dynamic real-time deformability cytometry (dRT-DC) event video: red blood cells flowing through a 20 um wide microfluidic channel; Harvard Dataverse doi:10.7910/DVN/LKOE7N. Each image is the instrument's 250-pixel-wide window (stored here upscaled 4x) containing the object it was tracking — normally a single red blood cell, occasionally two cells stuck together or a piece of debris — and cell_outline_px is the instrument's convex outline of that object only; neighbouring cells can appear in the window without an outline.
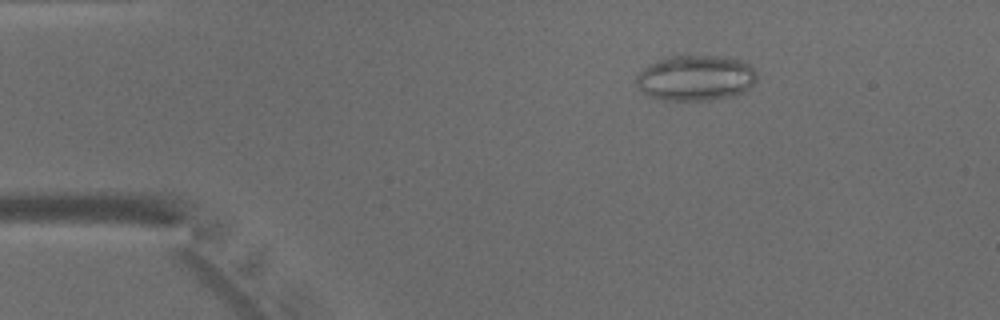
{"species": "common noctule bat (a hibernating species)", "species_latin": "Nyctalus noctula", "temperature_condition": "warm", "stored_images_in_passage": 4, "camera_frame_rate_fps": 3000, "um_per_image_px": 0.085, "animal": {"sex": "male", "body_mass_g": 15.6}, "frame": {"image": 1, "passage_image": 2, "time_ms": 2.0, "image_size_px": [1000, 320], "cell_outline_px": [[756, 80], [744, 92], [732, 96], [708, 100], [664, 100], [648, 96], [636, 84], [636, 76], [644, 68], [676, 52], [728, 56], [744, 60], [756, 72]], "centroid_in_image_um": [59.15, 6.57], "position_along_channel_um": 25.9, "area_um2": 32.77}}
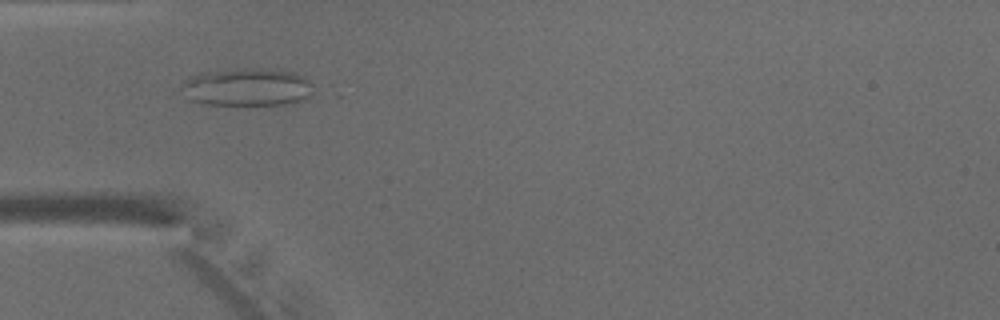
{"frame": {"image": 2, "passage_image": 4, "time_ms": 4.333, "image_size_px": [1000, 320], "cell_outline_px": [[312, 92], [304, 100], [284, 104], [204, 104], [192, 100], [180, 88], [180, 84], [192, 76], [200, 72], [252, 68], [260, 68], [296, 72], [304, 76], [312, 84]], "centroid_in_image_um": [21.02, 7.39], "position_along_channel_um": 64.0, "area_um2": 28.84}}